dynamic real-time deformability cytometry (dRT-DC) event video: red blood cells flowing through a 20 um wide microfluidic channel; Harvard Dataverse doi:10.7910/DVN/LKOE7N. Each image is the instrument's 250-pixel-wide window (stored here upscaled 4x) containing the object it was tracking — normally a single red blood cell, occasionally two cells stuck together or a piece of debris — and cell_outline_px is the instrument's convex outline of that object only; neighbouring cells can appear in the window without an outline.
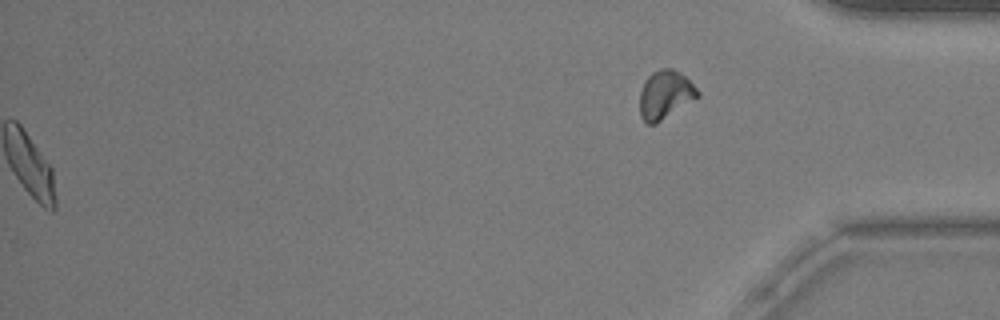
{"species": "common noctule bat (a hibernating species)", "species_latin": "Nyctalus noctula", "temperature_condition": "warm", "stored_images_in_passage": 47, "segment_of_instrument_passage": [2, 2], "camera_frame_rate_fps": 3000, "um_per_image_px": 0.085, "animal": {"sex": "male", "body_mass_g": 20.5, "forearm_length_mm": 52.5}, "frame": {"image": 1, "passage_image": 47, "time_ms": 15.333, "image_size_px": [1000, 320], "cell_outline_px": [[700, 96], [656, 124], [648, 124], [640, 116], [640, 92], [644, 80], [652, 72], [660, 68], [672, 68], [680, 72], [700, 92]], "centroid_in_image_um": [56.53, 8.05], "position_along_channel_um": 378.7, "area_um2": 16.36}}